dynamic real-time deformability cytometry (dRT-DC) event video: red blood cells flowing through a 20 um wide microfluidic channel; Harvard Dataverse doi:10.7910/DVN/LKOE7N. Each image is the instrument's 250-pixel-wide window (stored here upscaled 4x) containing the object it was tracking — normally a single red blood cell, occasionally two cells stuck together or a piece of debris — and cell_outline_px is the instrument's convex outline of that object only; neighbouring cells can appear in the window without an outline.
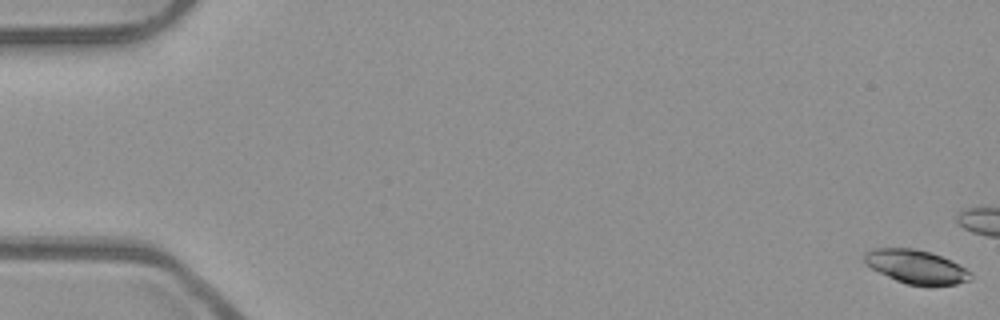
{"species": "common noctule bat (a hibernating species)", "species_latin": "Nyctalus noctula", "temperature_condition": "room temperature", "stored_images_in_passage": 18, "camera_frame_rate_fps": 3000, "um_per_image_px": 0.085, "animal": {"sex": "male", "body_mass_g": 23.1, "forearm_length_mm": 52.7}, "frame": {"image": 1, "passage_image": 1, "time_ms": 0.0, "image_size_px": [1000, 320], "cell_outline_px": [[972, 280], [956, 284], [908, 284], [896, 280], [872, 268], [864, 260], [864, 252], [872, 248], [916, 248], [932, 252], [972, 272]], "centroid_in_image_um": [77.86, 22.64], "position_along_channel_um": 7.1, "area_um2": 20.4}}